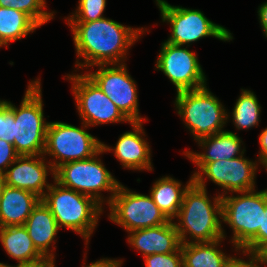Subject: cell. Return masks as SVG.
<instances>
[{
	"label": "cell",
	"mask_w": 267,
	"mask_h": 267,
	"mask_svg": "<svg viewBox=\"0 0 267 267\" xmlns=\"http://www.w3.org/2000/svg\"><path fill=\"white\" fill-rule=\"evenodd\" d=\"M257 13L261 28L264 32V35L267 37V2L259 6Z\"/></svg>",
	"instance_id": "cell-35"
},
{
	"label": "cell",
	"mask_w": 267,
	"mask_h": 267,
	"mask_svg": "<svg viewBox=\"0 0 267 267\" xmlns=\"http://www.w3.org/2000/svg\"><path fill=\"white\" fill-rule=\"evenodd\" d=\"M199 146L206 151L204 153L184 152L192 162H214L218 160H230L243 155L241 149L242 140L236 133L223 131L197 141ZM242 150V151H241ZM238 155V156H237Z\"/></svg>",
	"instance_id": "cell-21"
},
{
	"label": "cell",
	"mask_w": 267,
	"mask_h": 267,
	"mask_svg": "<svg viewBox=\"0 0 267 267\" xmlns=\"http://www.w3.org/2000/svg\"><path fill=\"white\" fill-rule=\"evenodd\" d=\"M44 158V155H19L4 174L6 185L30 191L42 199L44 190L51 185L47 183L48 170L54 178V170Z\"/></svg>",
	"instance_id": "cell-15"
},
{
	"label": "cell",
	"mask_w": 267,
	"mask_h": 267,
	"mask_svg": "<svg viewBox=\"0 0 267 267\" xmlns=\"http://www.w3.org/2000/svg\"><path fill=\"white\" fill-rule=\"evenodd\" d=\"M73 32V41L78 68L113 65L125 62L129 47L145 32L144 28L126 27L112 19L102 18L87 23H68Z\"/></svg>",
	"instance_id": "cell-1"
},
{
	"label": "cell",
	"mask_w": 267,
	"mask_h": 267,
	"mask_svg": "<svg viewBox=\"0 0 267 267\" xmlns=\"http://www.w3.org/2000/svg\"><path fill=\"white\" fill-rule=\"evenodd\" d=\"M258 254L262 259V264H267V245Z\"/></svg>",
	"instance_id": "cell-36"
},
{
	"label": "cell",
	"mask_w": 267,
	"mask_h": 267,
	"mask_svg": "<svg viewBox=\"0 0 267 267\" xmlns=\"http://www.w3.org/2000/svg\"><path fill=\"white\" fill-rule=\"evenodd\" d=\"M40 200L30 191L5 185L0 198V228L24 225Z\"/></svg>",
	"instance_id": "cell-20"
},
{
	"label": "cell",
	"mask_w": 267,
	"mask_h": 267,
	"mask_svg": "<svg viewBox=\"0 0 267 267\" xmlns=\"http://www.w3.org/2000/svg\"><path fill=\"white\" fill-rule=\"evenodd\" d=\"M192 183L193 176L184 188L181 187V182L169 176L162 177L154 183L150 196L168 220L172 221L177 217L184 193Z\"/></svg>",
	"instance_id": "cell-22"
},
{
	"label": "cell",
	"mask_w": 267,
	"mask_h": 267,
	"mask_svg": "<svg viewBox=\"0 0 267 267\" xmlns=\"http://www.w3.org/2000/svg\"><path fill=\"white\" fill-rule=\"evenodd\" d=\"M241 91L232 112V119L238 130L258 126L261 113V106L254 92L245 89Z\"/></svg>",
	"instance_id": "cell-25"
},
{
	"label": "cell",
	"mask_w": 267,
	"mask_h": 267,
	"mask_svg": "<svg viewBox=\"0 0 267 267\" xmlns=\"http://www.w3.org/2000/svg\"><path fill=\"white\" fill-rule=\"evenodd\" d=\"M42 201L49 207L59 228L70 229L86 240L93 233L102 207L92 197L62 186L54 179Z\"/></svg>",
	"instance_id": "cell-3"
},
{
	"label": "cell",
	"mask_w": 267,
	"mask_h": 267,
	"mask_svg": "<svg viewBox=\"0 0 267 267\" xmlns=\"http://www.w3.org/2000/svg\"><path fill=\"white\" fill-rule=\"evenodd\" d=\"M163 22L171 25V36L166 42L183 46L204 37H215L222 41L233 39L232 34L222 25L210 21L200 10L172 6L165 0H156Z\"/></svg>",
	"instance_id": "cell-8"
},
{
	"label": "cell",
	"mask_w": 267,
	"mask_h": 267,
	"mask_svg": "<svg viewBox=\"0 0 267 267\" xmlns=\"http://www.w3.org/2000/svg\"><path fill=\"white\" fill-rule=\"evenodd\" d=\"M24 226L36 249L50 263L54 262L55 256L52 250L49 251V248L52 246V242L53 245L56 242L55 236H57L56 234L60 228L49 207L42 199L34 207Z\"/></svg>",
	"instance_id": "cell-19"
},
{
	"label": "cell",
	"mask_w": 267,
	"mask_h": 267,
	"mask_svg": "<svg viewBox=\"0 0 267 267\" xmlns=\"http://www.w3.org/2000/svg\"><path fill=\"white\" fill-rule=\"evenodd\" d=\"M128 243L142 252L143 257L173 253L181 247L179 234L171 220L163 225L130 231Z\"/></svg>",
	"instance_id": "cell-17"
},
{
	"label": "cell",
	"mask_w": 267,
	"mask_h": 267,
	"mask_svg": "<svg viewBox=\"0 0 267 267\" xmlns=\"http://www.w3.org/2000/svg\"><path fill=\"white\" fill-rule=\"evenodd\" d=\"M106 66L98 65L97 71L86 74L131 122L146 121L139 115L137 86L126 65L122 62Z\"/></svg>",
	"instance_id": "cell-13"
},
{
	"label": "cell",
	"mask_w": 267,
	"mask_h": 267,
	"mask_svg": "<svg viewBox=\"0 0 267 267\" xmlns=\"http://www.w3.org/2000/svg\"><path fill=\"white\" fill-rule=\"evenodd\" d=\"M244 254H248L250 256L249 261L242 260L237 257H231L225 267H261L258 264L261 263L262 265V259L258 253H251L242 251Z\"/></svg>",
	"instance_id": "cell-32"
},
{
	"label": "cell",
	"mask_w": 267,
	"mask_h": 267,
	"mask_svg": "<svg viewBox=\"0 0 267 267\" xmlns=\"http://www.w3.org/2000/svg\"><path fill=\"white\" fill-rule=\"evenodd\" d=\"M156 61V69L162 71L175 85L177 93L206 86L205 73L197 55L182 46L163 42Z\"/></svg>",
	"instance_id": "cell-14"
},
{
	"label": "cell",
	"mask_w": 267,
	"mask_h": 267,
	"mask_svg": "<svg viewBox=\"0 0 267 267\" xmlns=\"http://www.w3.org/2000/svg\"><path fill=\"white\" fill-rule=\"evenodd\" d=\"M41 80L29 82L20 108L4 101L14 113V148L18 155H43L49 122L44 120Z\"/></svg>",
	"instance_id": "cell-4"
},
{
	"label": "cell",
	"mask_w": 267,
	"mask_h": 267,
	"mask_svg": "<svg viewBox=\"0 0 267 267\" xmlns=\"http://www.w3.org/2000/svg\"><path fill=\"white\" fill-rule=\"evenodd\" d=\"M146 267H183L181 247L169 254H152L144 257Z\"/></svg>",
	"instance_id": "cell-28"
},
{
	"label": "cell",
	"mask_w": 267,
	"mask_h": 267,
	"mask_svg": "<svg viewBox=\"0 0 267 267\" xmlns=\"http://www.w3.org/2000/svg\"><path fill=\"white\" fill-rule=\"evenodd\" d=\"M5 185H6L5 176L0 174V198H1V195H2V192H3Z\"/></svg>",
	"instance_id": "cell-37"
},
{
	"label": "cell",
	"mask_w": 267,
	"mask_h": 267,
	"mask_svg": "<svg viewBox=\"0 0 267 267\" xmlns=\"http://www.w3.org/2000/svg\"><path fill=\"white\" fill-rule=\"evenodd\" d=\"M108 205L109 219L128 232L163 225L169 221L150 195L130 191L121 183Z\"/></svg>",
	"instance_id": "cell-10"
},
{
	"label": "cell",
	"mask_w": 267,
	"mask_h": 267,
	"mask_svg": "<svg viewBox=\"0 0 267 267\" xmlns=\"http://www.w3.org/2000/svg\"><path fill=\"white\" fill-rule=\"evenodd\" d=\"M250 190L239 192L235 197H222V221L233 230L232 242L235 250H242L262 228V213L267 203V192Z\"/></svg>",
	"instance_id": "cell-7"
},
{
	"label": "cell",
	"mask_w": 267,
	"mask_h": 267,
	"mask_svg": "<svg viewBox=\"0 0 267 267\" xmlns=\"http://www.w3.org/2000/svg\"><path fill=\"white\" fill-rule=\"evenodd\" d=\"M66 77L73 81L72 91L84 129L99 124L131 123L86 73L69 74Z\"/></svg>",
	"instance_id": "cell-11"
},
{
	"label": "cell",
	"mask_w": 267,
	"mask_h": 267,
	"mask_svg": "<svg viewBox=\"0 0 267 267\" xmlns=\"http://www.w3.org/2000/svg\"><path fill=\"white\" fill-rule=\"evenodd\" d=\"M175 223L181 244L212 242L226 236L222 223V197L219 194L213 202L207 196V189L194 182L188 187ZM220 218V219H219ZM191 236L187 240V235Z\"/></svg>",
	"instance_id": "cell-2"
},
{
	"label": "cell",
	"mask_w": 267,
	"mask_h": 267,
	"mask_svg": "<svg viewBox=\"0 0 267 267\" xmlns=\"http://www.w3.org/2000/svg\"><path fill=\"white\" fill-rule=\"evenodd\" d=\"M39 26L25 13L0 7V45L26 37Z\"/></svg>",
	"instance_id": "cell-24"
},
{
	"label": "cell",
	"mask_w": 267,
	"mask_h": 267,
	"mask_svg": "<svg viewBox=\"0 0 267 267\" xmlns=\"http://www.w3.org/2000/svg\"><path fill=\"white\" fill-rule=\"evenodd\" d=\"M240 155L236 158L227 160H218L214 162H194L200 171H196L193 176V182L206 189V179H210L218 186L223 188L221 196H225L228 192L239 193L255 189V173L257 170L256 161L253 162ZM204 176V177H203Z\"/></svg>",
	"instance_id": "cell-12"
},
{
	"label": "cell",
	"mask_w": 267,
	"mask_h": 267,
	"mask_svg": "<svg viewBox=\"0 0 267 267\" xmlns=\"http://www.w3.org/2000/svg\"><path fill=\"white\" fill-rule=\"evenodd\" d=\"M106 7V0H79L75 14L68 16L67 23H87L105 18L102 14Z\"/></svg>",
	"instance_id": "cell-27"
},
{
	"label": "cell",
	"mask_w": 267,
	"mask_h": 267,
	"mask_svg": "<svg viewBox=\"0 0 267 267\" xmlns=\"http://www.w3.org/2000/svg\"><path fill=\"white\" fill-rule=\"evenodd\" d=\"M123 263V261L121 260H115V259H101L98 260L96 262H93L90 265L87 266H83V267H121V264Z\"/></svg>",
	"instance_id": "cell-34"
},
{
	"label": "cell",
	"mask_w": 267,
	"mask_h": 267,
	"mask_svg": "<svg viewBox=\"0 0 267 267\" xmlns=\"http://www.w3.org/2000/svg\"><path fill=\"white\" fill-rule=\"evenodd\" d=\"M220 242L222 239L181 244L183 267H225L231 256L217 248Z\"/></svg>",
	"instance_id": "cell-23"
},
{
	"label": "cell",
	"mask_w": 267,
	"mask_h": 267,
	"mask_svg": "<svg viewBox=\"0 0 267 267\" xmlns=\"http://www.w3.org/2000/svg\"><path fill=\"white\" fill-rule=\"evenodd\" d=\"M0 7L11 8L27 14L39 27L54 17L47 12L45 0H0Z\"/></svg>",
	"instance_id": "cell-26"
},
{
	"label": "cell",
	"mask_w": 267,
	"mask_h": 267,
	"mask_svg": "<svg viewBox=\"0 0 267 267\" xmlns=\"http://www.w3.org/2000/svg\"><path fill=\"white\" fill-rule=\"evenodd\" d=\"M4 250L18 261L13 267H51V263L36 249L24 225L0 228Z\"/></svg>",
	"instance_id": "cell-18"
},
{
	"label": "cell",
	"mask_w": 267,
	"mask_h": 267,
	"mask_svg": "<svg viewBox=\"0 0 267 267\" xmlns=\"http://www.w3.org/2000/svg\"><path fill=\"white\" fill-rule=\"evenodd\" d=\"M175 106L196 142L215 133L223 132L222 128L229 118L225 107L207 86L178 92Z\"/></svg>",
	"instance_id": "cell-5"
},
{
	"label": "cell",
	"mask_w": 267,
	"mask_h": 267,
	"mask_svg": "<svg viewBox=\"0 0 267 267\" xmlns=\"http://www.w3.org/2000/svg\"><path fill=\"white\" fill-rule=\"evenodd\" d=\"M0 138L14 145V113L0 100Z\"/></svg>",
	"instance_id": "cell-29"
},
{
	"label": "cell",
	"mask_w": 267,
	"mask_h": 267,
	"mask_svg": "<svg viewBox=\"0 0 267 267\" xmlns=\"http://www.w3.org/2000/svg\"><path fill=\"white\" fill-rule=\"evenodd\" d=\"M18 156L14 145L0 138V174L4 175L9 165Z\"/></svg>",
	"instance_id": "cell-31"
},
{
	"label": "cell",
	"mask_w": 267,
	"mask_h": 267,
	"mask_svg": "<svg viewBox=\"0 0 267 267\" xmlns=\"http://www.w3.org/2000/svg\"><path fill=\"white\" fill-rule=\"evenodd\" d=\"M267 245V203L262 213V228L257 235L242 249V251L259 253Z\"/></svg>",
	"instance_id": "cell-30"
},
{
	"label": "cell",
	"mask_w": 267,
	"mask_h": 267,
	"mask_svg": "<svg viewBox=\"0 0 267 267\" xmlns=\"http://www.w3.org/2000/svg\"><path fill=\"white\" fill-rule=\"evenodd\" d=\"M102 153L103 149L91 158L62 164L54 171V179L64 187L92 197L101 206L104 202L101 191H109L111 195L105 200L109 204L120 182L97 159Z\"/></svg>",
	"instance_id": "cell-6"
},
{
	"label": "cell",
	"mask_w": 267,
	"mask_h": 267,
	"mask_svg": "<svg viewBox=\"0 0 267 267\" xmlns=\"http://www.w3.org/2000/svg\"><path fill=\"white\" fill-rule=\"evenodd\" d=\"M259 143H260V154H259V162L261 165L267 164V128H265L261 134L259 135Z\"/></svg>",
	"instance_id": "cell-33"
},
{
	"label": "cell",
	"mask_w": 267,
	"mask_h": 267,
	"mask_svg": "<svg viewBox=\"0 0 267 267\" xmlns=\"http://www.w3.org/2000/svg\"><path fill=\"white\" fill-rule=\"evenodd\" d=\"M130 125L133 132L122 134L113 149L104 143H102V149L104 152L113 150L114 155L125 168L151 171L153 169L151 151L148 142L142 137L145 135L142 122H131Z\"/></svg>",
	"instance_id": "cell-16"
},
{
	"label": "cell",
	"mask_w": 267,
	"mask_h": 267,
	"mask_svg": "<svg viewBox=\"0 0 267 267\" xmlns=\"http://www.w3.org/2000/svg\"><path fill=\"white\" fill-rule=\"evenodd\" d=\"M265 167V170L267 169V164L263 165ZM266 192H267V189H266Z\"/></svg>",
	"instance_id": "cell-39"
},
{
	"label": "cell",
	"mask_w": 267,
	"mask_h": 267,
	"mask_svg": "<svg viewBox=\"0 0 267 267\" xmlns=\"http://www.w3.org/2000/svg\"><path fill=\"white\" fill-rule=\"evenodd\" d=\"M0 267H13V266H11V265H7V264H4V263H1V262H0Z\"/></svg>",
	"instance_id": "cell-38"
},
{
	"label": "cell",
	"mask_w": 267,
	"mask_h": 267,
	"mask_svg": "<svg viewBox=\"0 0 267 267\" xmlns=\"http://www.w3.org/2000/svg\"><path fill=\"white\" fill-rule=\"evenodd\" d=\"M102 149V142L79 128L64 122H49L43 155L52 156L49 162L55 171L64 163L91 158Z\"/></svg>",
	"instance_id": "cell-9"
},
{
	"label": "cell",
	"mask_w": 267,
	"mask_h": 267,
	"mask_svg": "<svg viewBox=\"0 0 267 267\" xmlns=\"http://www.w3.org/2000/svg\"><path fill=\"white\" fill-rule=\"evenodd\" d=\"M51 267H55V264H54V262H52V263H51Z\"/></svg>",
	"instance_id": "cell-40"
}]
</instances>
